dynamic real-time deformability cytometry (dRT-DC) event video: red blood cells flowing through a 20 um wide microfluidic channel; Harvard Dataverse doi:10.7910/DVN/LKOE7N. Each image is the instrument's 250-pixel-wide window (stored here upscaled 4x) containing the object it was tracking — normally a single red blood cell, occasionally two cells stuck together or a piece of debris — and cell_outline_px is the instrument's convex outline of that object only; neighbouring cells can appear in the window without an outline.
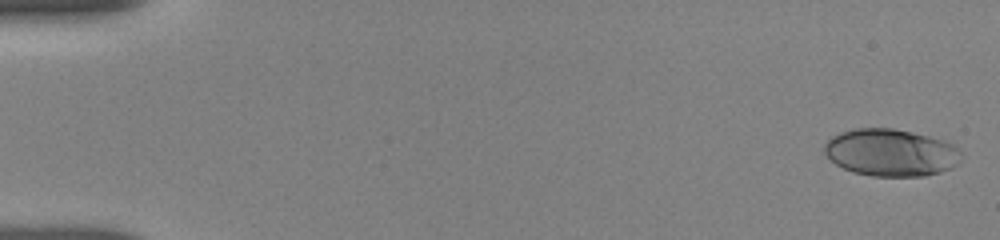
{"species": "human", "species_latin": "Homo sapiens", "temperature_condition": "room temperature", "stored_images_in_passage": 14, "camera_frame_rate_fps": 3000, "um_per_image_px": 0.085, "donor": {"sex": "female"}, "frame": {"image": 1, "passage_image": 1, "time_ms": 0.0, "image_size_px": [1000, 240], "cell_outline_px": [[964, 156], [952, 168], [940, 172], [924, 176], [872, 176], [852, 172], [836, 164], [824, 152], [824, 144], [832, 136], [840, 132], [852, 128], [892, 128], [912, 132], [944, 140], [960, 148], [964, 152]], "centroid_in_image_um": [75.76, 12.97], "position_along_channel_um": 9.2, "area_um2": 37.97}}
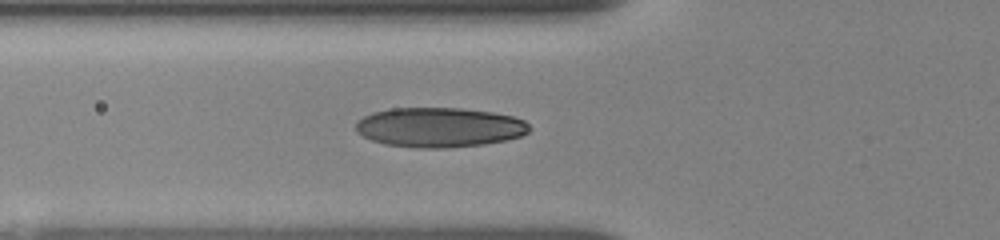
{"frame": {"image": 2, "passage_image": 10, "time_ms": 6.0, "image_size_px": [1000, 240], "cell_outline_px": [[532, 128], [528, 132], [520, 136], [504, 140], [484, 144], [444, 148], [416, 148], [384, 144], [372, 140], [356, 132], [356, 120], [372, 112], [392, 108], [460, 108], [492, 112], [512, 116], [524, 120]], "centroid_in_image_um": [37.33, 10.82], "position_along_channel_um": 88.5, "area_um2": 40.23}}
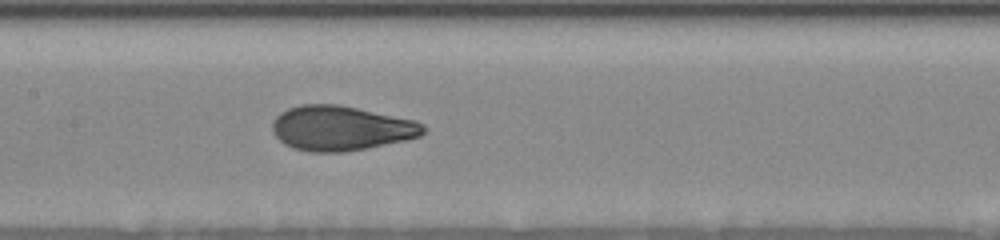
{"frame": {"image": 3, "passage_image": 14, "time_ms": 8.333, "image_size_px": [1000, 240], "cell_outline_px": [[428, 128], [420, 136], [404, 140], [368, 148], [344, 152], [312, 152], [292, 148], [284, 144], [272, 132], [272, 124], [276, 116], [280, 112], [288, 108], [300, 104], [340, 104], [416, 120], [424, 124]], "centroid_in_image_um": [28.99, 10.89], "position_along_channel_um": 178.4, "area_um2": 39.71}}